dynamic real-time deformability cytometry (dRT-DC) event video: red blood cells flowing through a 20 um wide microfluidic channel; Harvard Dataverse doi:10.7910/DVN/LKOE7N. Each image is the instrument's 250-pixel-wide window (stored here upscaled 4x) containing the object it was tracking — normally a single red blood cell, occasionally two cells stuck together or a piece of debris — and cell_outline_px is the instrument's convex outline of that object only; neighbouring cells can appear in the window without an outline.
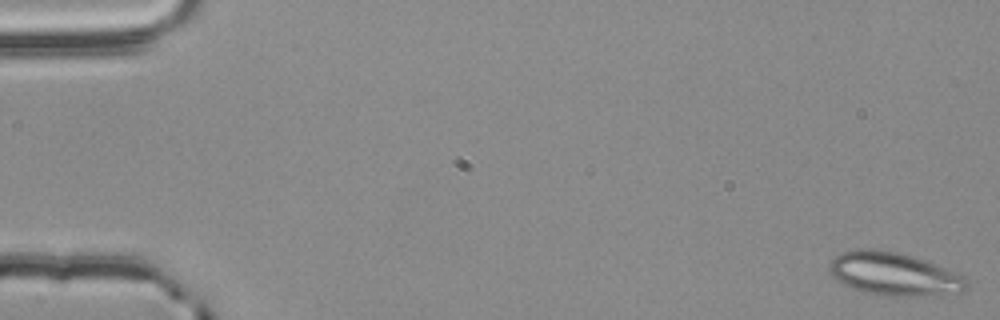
{"species": "common noctule bat (a hibernating species)", "species_latin": "Nyctalus noctula", "temperature_condition": "room temperature", "stored_images_in_passage": 56, "camera_frame_rate_fps": 3000, "um_per_image_px": 0.085, "animal": {"sex": "male", "body_mass_g": 20.4}, "frame": {"image": 1, "passage_image": 1, "time_ms": 0.0, "image_size_px": [1000, 320], "cell_outline_px": [[968, 288], [964, 292], [920, 296], [884, 296], [868, 292], [844, 284], [836, 280], [832, 276], [828, 268], [828, 264], [840, 252], [860, 248], [872, 248], [896, 252], [912, 256], [924, 260], [964, 276], [968, 280]], "centroid_in_image_um": [75.99, 23.28], "position_along_channel_um": 9.0, "area_um2": 34.39}}
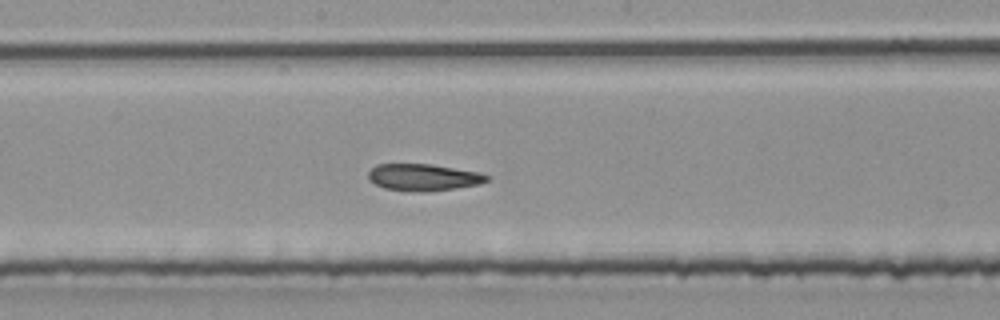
{"frame": {"image": 2, "passage_image": 30, "time_ms": 9.667, "image_size_px": [1000, 320], "cell_outline_px": [[488, 180], [480, 184], [456, 188], [384, 188], [368, 180], [368, 172], [376, 164], [432, 164], [480, 172], [488, 176]], "centroid_in_image_um": [36.0, 15.0], "position_along_channel_um": 212.2, "area_um2": 17.46}}
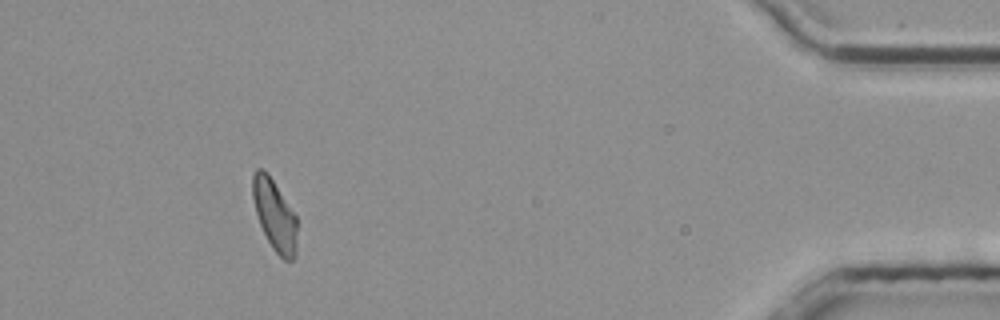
{"frame": {"image": 3, "passage_image": 51, "time_ms": 16.667, "image_size_px": [1000, 320], "cell_outline_px": [[296, 256], [292, 260], [284, 260], [272, 248], [260, 224], [256, 212], [252, 196], [252, 176], [256, 168], [264, 168], [268, 172], [296, 216]], "centroid_in_image_um": [23.33, 18.25], "position_along_channel_um": 411.9, "area_um2": 18.32}}